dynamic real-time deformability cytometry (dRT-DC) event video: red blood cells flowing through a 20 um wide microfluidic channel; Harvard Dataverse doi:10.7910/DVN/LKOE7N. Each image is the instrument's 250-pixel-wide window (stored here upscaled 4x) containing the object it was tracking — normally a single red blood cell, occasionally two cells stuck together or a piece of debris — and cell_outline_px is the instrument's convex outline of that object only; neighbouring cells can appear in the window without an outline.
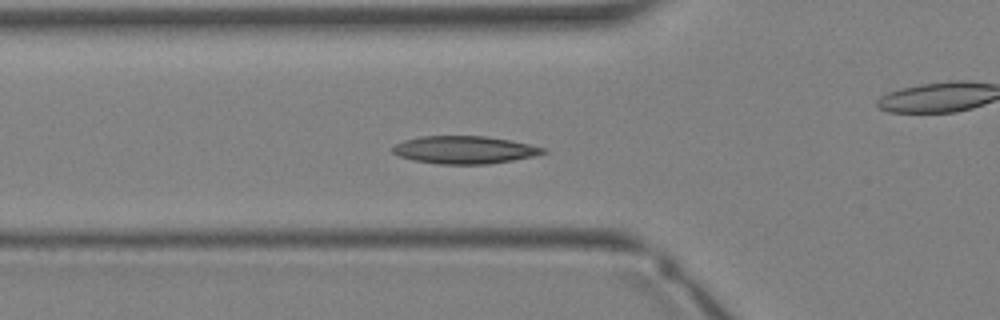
{"species": "Egyptian fruit bat (a non-hibernating species)", "species_latin": "Rousettus aegyptiacus", "temperature_condition": "warm", "stored_images_in_passage": 36, "camera_frame_rate_fps": 3000, "um_per_image_px": 0.085, "animal": {"sex": "female"}, "frame": {"image": 1, "passage_image": 13, "time_ms": 4.0, "image_size_px": [1000, 320], "cell_outline_px": [[548, 152], [532, 156], [512, 160], [488, 164], [440, 164], [412, 160], [400, 156], [392, 152], [392, 148], [396, 144], [404, 140], [420, 136], [484, 136], [508, 140], [548, 148]], "centroid_in_image_um": [39.48, 12.74], "position_along_channel_um": 86.3, "area_um2": 24.16}}
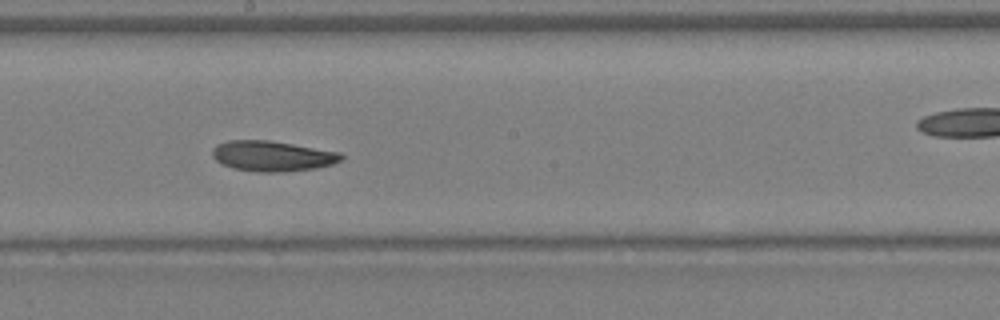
{"frame": {"image": 2, "passage_image": 20, "time_ms": 6.333, "image_size_px": [1000, 320], "cell_outline_px": [[344, 156], [340, 160], [332, 164], [316, 168], [284, 172], [260, 172], [236, 168], [220, 164], [212, 156], [212, 148], [216, 144], [228, 140], [268, 140], [340, 152]], "centroid_in_image_um": [23.12, 13.26], "position_along_channel_um": 225.1, "area_um2": 22.77}}
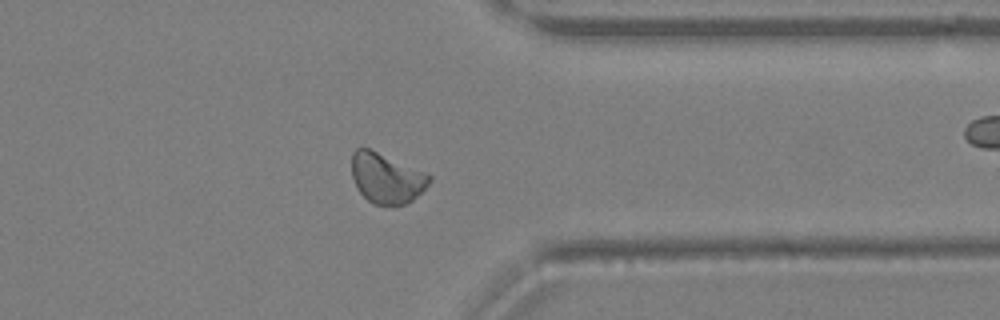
{"frame": {"image": 3, "passage_image": 28, "time_ms": 9.0, "image_size_px": [1000, 320], "cell_outline_px": [[432, 180], [412, 200], [396, 208], [372, 204], [360, 192], [352, 176], [352, 152], [356, 148], [368, 148], [424, 172], [432, 176]], "centroid_in_image_um": [32.84, 15.18], "position_along_channel_um": 378.6, "area_um2": 22.6}}